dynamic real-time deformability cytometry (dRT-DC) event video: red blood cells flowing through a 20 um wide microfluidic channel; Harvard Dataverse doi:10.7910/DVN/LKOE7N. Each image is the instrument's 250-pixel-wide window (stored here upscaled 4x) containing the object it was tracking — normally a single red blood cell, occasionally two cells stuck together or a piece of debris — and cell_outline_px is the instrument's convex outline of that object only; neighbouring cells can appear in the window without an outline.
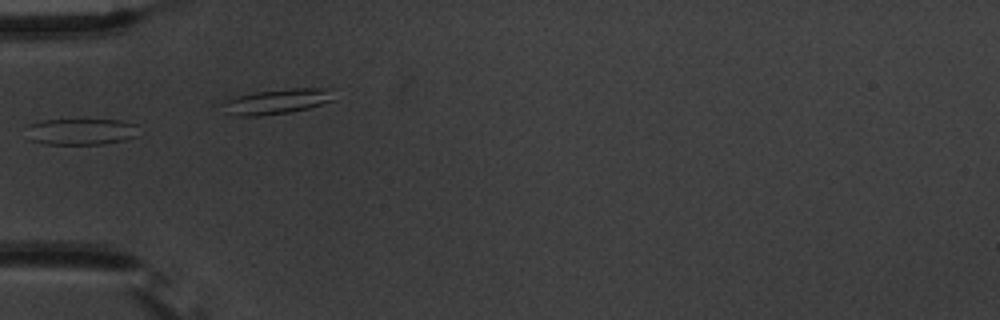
{"species": "common noctule bat (a hibernating species)", "species_latin": "Nyctalus noctula", "temperature_condition": "warm", "stored_images_in_passage": 10, "camera_frame_rate_fps": 3000, "um_per_image_px": 0.085, "animal": {"sex": "male", "body_mass_g": 20.1, "forearm_length_mm": 53.5}, "frame": {"image": 1, "passage_image": 7, "time_ms": 7.0, "image_size_px": [1000, 320], "cell_outline_px": [[136, 136], [124, 140], [104, 144], [44, 144], [28, 140], [28, 124], [44, 120], [124, 120], [136, 124]], "centroid_in_image_um": [6.86, 11.19], "position_along_channel_um": 78.1, "area_um2": 17.28}}
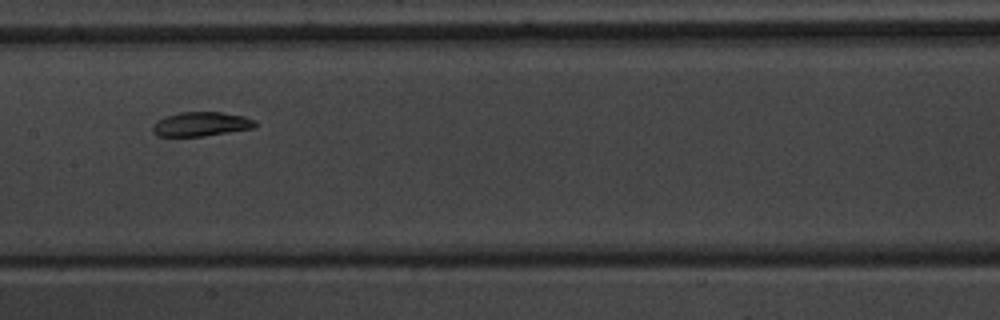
{"frame": {"image": 2, "passage_image": 10, "time_ms": 10.667, "image_size_px": [1000, 320], "cell_outline_px": [[256, 128], [204, 136], [156, 136], [152, 132], [152, 124], [156, 120], [180, 112], [220, 112], [244, 116], [256, 120]], "centroid_in_image_um": [17.09, 10.55], "position_along_channel_um": 190.3, "area_um2": 14.62}}